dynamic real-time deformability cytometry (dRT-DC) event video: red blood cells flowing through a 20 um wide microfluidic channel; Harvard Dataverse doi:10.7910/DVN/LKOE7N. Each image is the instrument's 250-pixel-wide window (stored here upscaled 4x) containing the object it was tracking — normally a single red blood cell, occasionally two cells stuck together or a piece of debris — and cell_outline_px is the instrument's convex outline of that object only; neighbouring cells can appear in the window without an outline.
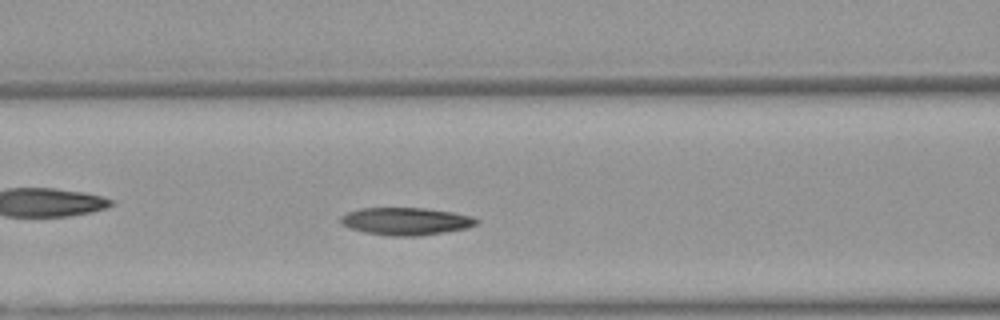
{"species": "Egyptian fruit bat (a non-hibernating species)", "species_latin": "Rousettus aegyptiacus", "temperature_condition": "warm", "stored_images_in_passage": 40, "camera_frame_rate_fps": 3000, "um_per_image_px": 0.085, "animal": {"sex": "female"}, "frame": {"image": 1, "passage_image": 12, "time_ms": 3.667, "image_size_px": [1000, 320], "cell_outline_px": [[480, 220], [476, 224], [468, 228], [444, 232], [416, 236], [392, 236], [364, 232], [348, 228], [340, 224], [340, 216], [348, 212], [360, 208], [424, 208], [452, 212], [472, 216]], "centroid_in_image_um": [34.48, 18.81], "position_along_channel_um": 132.1, "area_um2": 21.85}}
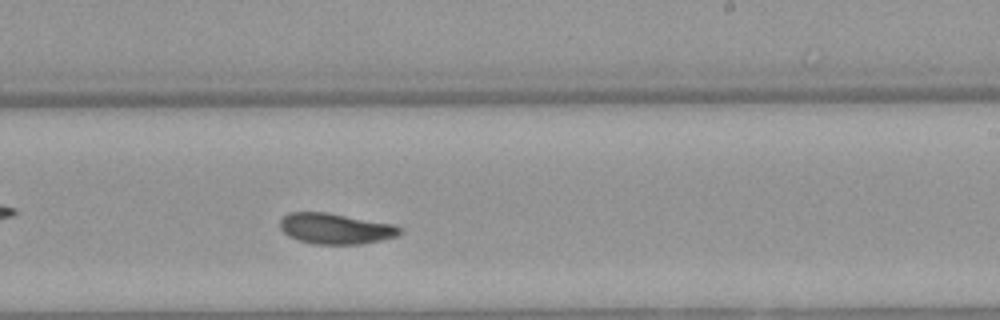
{"frame": {"image": 2, "passage_image": 22, "time_ms": 7.0, "image_size_px": [1000, 320], "cell_outline_px": [[400, 236], [364, 244], [312, 244], [296, 240], [288, 236], [280, 228], [280, 220], [288, 212], [324, 212], [396, 224], [400, 228]], "centroid_in_image_um": [28.53, 19.44], "position_along_channel_um": 260.5, "area_um2": 21.68}}
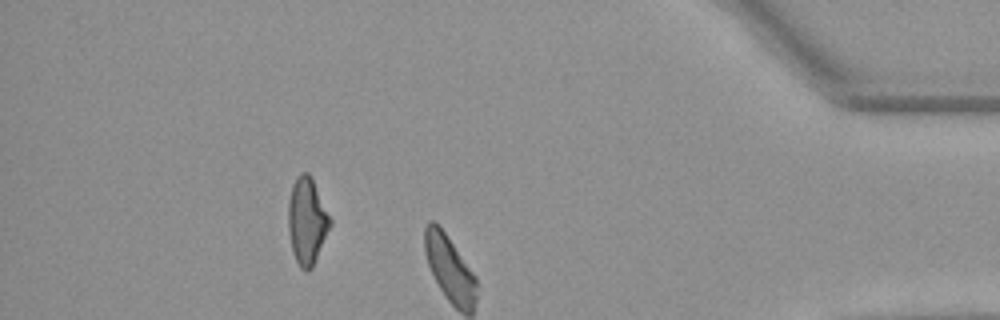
{"frame": {"image": 3, "passage_image": 35, "time_ms": 11.333, "image_size_px": [1000, 320], "cell_outline_px": [[332, 224], [312, 268], [308, 272], [300, 268], [292, 252], [288, 228], [288, 200], [292, 184], [296, 176], [300, 172], [308, 172], [312, 176], [332, 220]], "centroid_in_image_um": [26.09, 18.75], "position_along_channel_um": 409.1, "area_um2": 21.56}, "authors_computed_cell_mechanics": {"area_um2": 21.6172, "velocity_mm_per_s": 3.8792, "shape_relaxation_time_tau1_ms": 6.4847, "shape_relaxation_time_tau2_ms": 5.1365, "deformation_change_tau1": 0.1601, "deformation_change_tau2": 0.1033}}